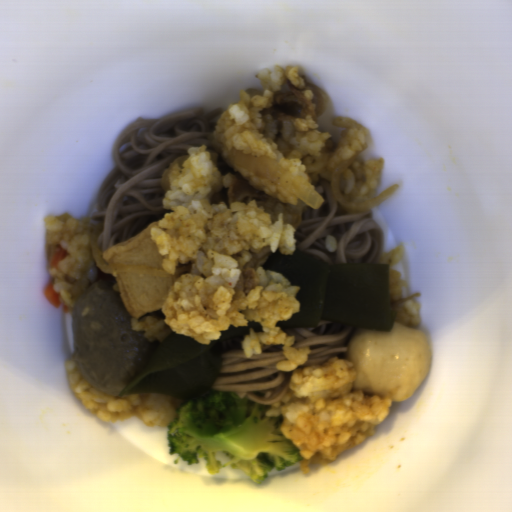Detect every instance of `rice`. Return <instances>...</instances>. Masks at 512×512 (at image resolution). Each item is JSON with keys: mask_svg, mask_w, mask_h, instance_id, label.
<instances>
[{"mask_svg": "<svg viewBox=\"0 0 512 512\" xmlns=\"http://www.w3.org/2000/svg\"><path fill=\"white\" fill-rule=\"evenodd\" d=\"M206 145L190 147L188 159L169 173L170 189L162 205L165 214L151 239L169 275L176 266L192 262L191 271L172 283L161 310L165 320L154 316L131 318L135 331L160 343L172 332L208 345L231 326L259 322L262 332L250 328L241 343L246 358L262 354L264 345H282L286 360L275 368L291 372L282 398L271 404L264 417L282 416L280 430L298 447L301 473H310L311 463H330L371 435L388 416L390 396L369 395L354 390L356 374L349 360L331 357L322 365L298 370L310 356L309 346L296 349L295 335L281 331L278 321H287L300 310L296 294L278 272L257 268V285L247 295L237 286L252 255L249 250L293 254L297 241L293 225L284 215L272 216L257 201H225L211 204L215 193L229 188L235 177L222 175Z\"/></svg>", "mask_w": 512, "mask_h": 512, "instance_id": "652b925c", "label": "rice"}, {"mask_svg": "<svg viewBox=\"0 0 512 512\" xmlns=\"http://www.w3.org/2000/svg\"><path fill=\"white\" fill-rule=\"evenodd\" d=\"M257 79L261 89L250 87L240 90L238 103L228 105L227 110L218 117L208 139L216 154L234 173L239 172L244 180L267 195L293 206L298 205L300 198L233 162L230 159L232 150L237 149L256 157L270 156L295 175L301 176L316 190L315 184L320 178L330 183L334 168L362 150L368 143L366 136L369 130L350 117H337L332 125L345 129L341 131L337 148L333 152L322 153L327 139L333 136L329 131H321L319 124L308 114L304 118L294 119L295 136L290 141L292 151L285 156L272 140L265 138L259 131L260 126H263L260 111L272 106L274 93L281 90L286 79L302 88L303 95L309 101L313 100L314 93L305 87L296 66H288L285 70L276 65L272 70L265 68L258 72Z\"/></svg>", "mask_w": 512, "mask_h": 512, "instance_id": "023b6e5f", "label": "rice"}, {"mask_svg": "<svg viewBox=\"0 0 512 512\" xmlns=\"http://www.w3.org/2000/svg\"><path fill=\"white\" fill-rule=\"evenodd\" d=\"M67 383L80 402L103 422L124 421L131 417L140 424L168 428L177 419L183 397L165 394L136 393L111 397L93 385L75 359L65 362Z\"/></svg>", "mask_w": 512, "mask_h": 512, "instance_id": "8eca5e8b", "label": "rice"}, {"mask_svg": "<svg viewBox=\"0 0 512 512\" xmlns=\"http://www.w3.org/2000/svg\"><path fill=\"white\" fill-rule=\"evenodd\" d=\"M47 245H60L68 254L58 261L49 272L53 278L54 291L59 294L61 304L74 307L70 283L64 281L65 276L83 277L90 261L94 258L92 245L96 244L102 230L100 223L91 218L74 219L67 212L59 217L47 215L44 220Z\"/></svg>", "mask_w": 512, "mask_h": 512, "instance_id": "acb35da6", "label": "rice"}, {"mask_svg": "<svg viewBox=\"0 0 512 512\" xmlns=\"http://www.w3.org/2000/svg\"><path fill=\"white\" fill-rule=\"evenodd\" d=\"M384 168V159L353 161L338 180L340 196L346 203H365L374 198Z\"/></svg>", "mask_w": 512, "mask_h": 512, "instance_id": "b023fe2a", "label": "rice"}, {"mask_svg": "<svg viewBox=\"0 0 512 512\" xmlns=\"http://www.w3.org/2000/svg\"><path fill=\"white\" fill-rule=\"evenodd\" d=\"M405 254V246H397L395 249L382 253L379 258L380 264H389L388 267V285L389 302H398L402 298V287H408L407 281L400 280L401 272L392 268L400 262Z\"/></svg>", "mask_w": 512, "mask_h": 512, "instance_id": "e3fd555f", "label": "rice"}, {"mask_svg": "<svg viewBox=\"0 0 512 512\" xmlns=\"http://www.w3.org/2000/svg\"><path fill=\"white\" fill-rule=\"evenodd\" d=\"M420 304L416 300L403 301L395 308V320L402 325L418 327L421 324Z\"/></svg>", "mask_w": 512, "mask_h": 512, "instance_id": "a3056103", "label": "rice"}, {"mask_svg": "<svg viewBox=\"0 0 512 512\" xmlns=\"http://www.w3.org/2000/svg\"><path fill=\"white\" fill-rule=\"evenodd\" d=\"M337 245H338L337 238H335L331 234L326 236L325 246H326L327 251H330V252L335 251L337 248Z\"/></svg>", "mask_w": 512, "mask_h": 512, "instance_id": "f2f60c81", "label": "rice"}]
</instances>
